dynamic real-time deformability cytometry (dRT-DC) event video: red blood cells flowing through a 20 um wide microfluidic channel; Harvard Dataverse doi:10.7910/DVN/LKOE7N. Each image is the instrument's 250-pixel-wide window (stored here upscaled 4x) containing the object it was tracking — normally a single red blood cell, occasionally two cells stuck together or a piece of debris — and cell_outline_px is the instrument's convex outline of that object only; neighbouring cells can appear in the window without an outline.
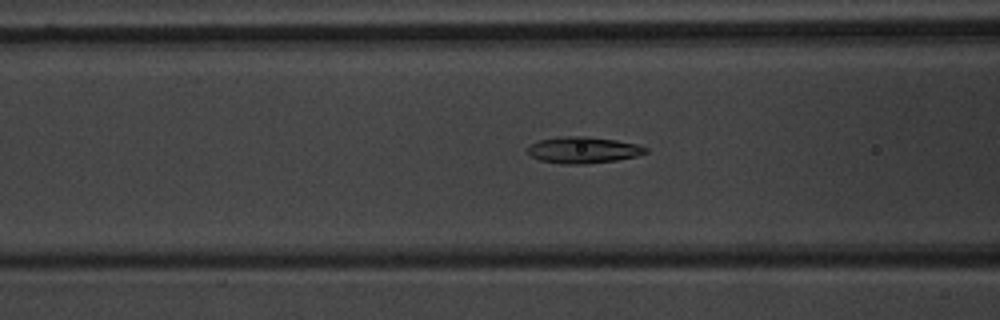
{"species": "common noctule bat (a hibernating species)", "species_latin": "Nyctalus noctula", "temperature_condition": "warm", "stored_images_in_passage": 55, "camera_frame_rate_fps": 3000, "um_per_image_px": 0.085, "animal": {"sex": "male", "body_mass_g": 20.1, "forearm_length_mm": 53.5}, "frame": {"image": 1, "passage_image": 23, "time_ms": 7.333, "image_size_px": [1000, 320], "cell_outline_px": [[648, 152], [636, 156], [616, 160], [588, 164], [560, 164], [540, 160], [532, 156], [528, 152], [528, 144], [540, 140], [564, 136], [584, 136], [616, 140], [636, 144], [648, 148]], "centroid_in_image_um": [49.57, 12.75], "position_along_channel_um": 117.0, "area_um2": 18.15}}
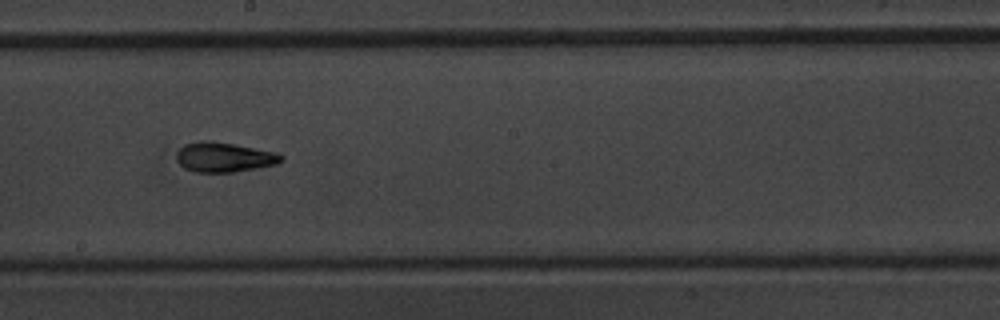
{"frame": {"image": 2, "passage_image": 32, "time_ms": 10.333, "image_size_px": [1000, 320], "cell_outline_px": [[284, 160], [276, 164], [256, 168], [232, 172], [196, 172], [184, 168], [176, 160], [176, 152], [184, 144], [200, 140], [212, 140], [276, 152], [284, 156]], "centroid_in_image_um": [19.02, 13.35], "position_along_channel_um": 229.2, "area_um2": 18.26}}
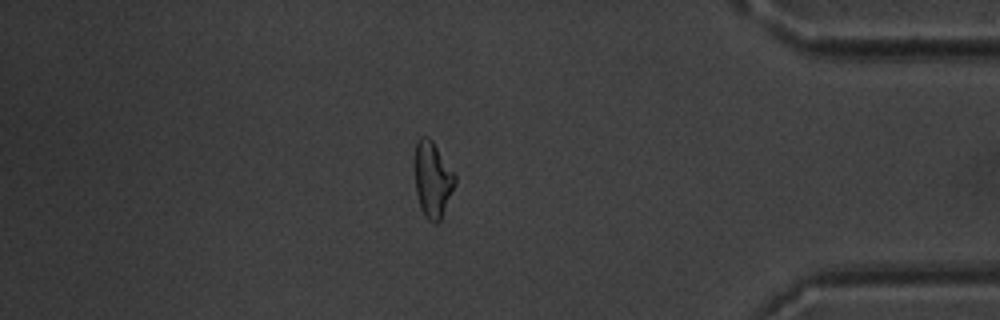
{"frame": {"image": 3, "passage_image": 48, "time_ms": 15.667, "image_size_px": [1000, 320], "cell_outline_px": [[456, 184], [440, 220], [436, 224], [428, 220], [424, 216], [420, 208], [416, 192], [412, 164], [416, 140], [420, 136], [428, 136], [432, 140], [456, 176]], "centroid_in_image_um": [36.72, 15.22], "position_along_channel_um": 398.5, "area_um2": 18.32}, "authors_computed_cell_mechanics": {"area_um2": 18.207, "velocity_mm_per_s": 3.7379, "shape_relaxation_time_tau1_ms": 5.3887, "shape_relaxation_time_tau2_ms": 2.6909, "deformation_change_tau1": 0.1827, "deformation_change_tau2": 0.1031}}